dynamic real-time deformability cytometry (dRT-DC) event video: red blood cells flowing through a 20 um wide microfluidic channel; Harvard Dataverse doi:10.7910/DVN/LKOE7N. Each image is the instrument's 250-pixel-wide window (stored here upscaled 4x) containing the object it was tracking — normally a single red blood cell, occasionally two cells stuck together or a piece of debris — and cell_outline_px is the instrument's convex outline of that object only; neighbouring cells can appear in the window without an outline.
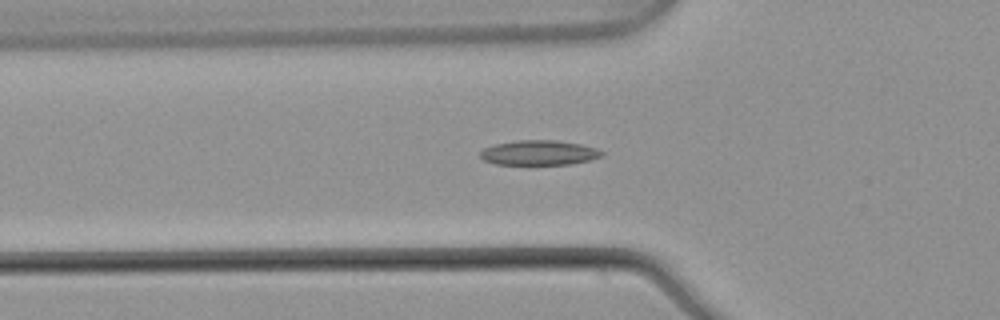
{"species": "common noctule bat (a hibernating species)", "species_latin": "Nyctalus noctula", "temperature_condition": "warm", "stored_images_in_passage": 37, "camera_frame_rate_fps": 3000, "um_per_image_px": 0.085, "animal": {"sex": "male", "body_mass_g": 21.5, "forearm_length_mm": 52.0}, "frame": {"image": 1, "passage_image": 2, "time_ms": 0.333, "image_size_px": [1000, 320], "cell_outline_px": [[604, 152], [600, 156], [588, 160], [568, 164], [496, 164], [484, 160], [480, 156], [480, 152], [484, 148], [496, 144], [516, 140], [556, 140], [580, 144], [596, 148]], "centroid_in_image_um": [45.79, 12.97], "position_along_channel_um": 80.0, "area_um2": 17.34}}
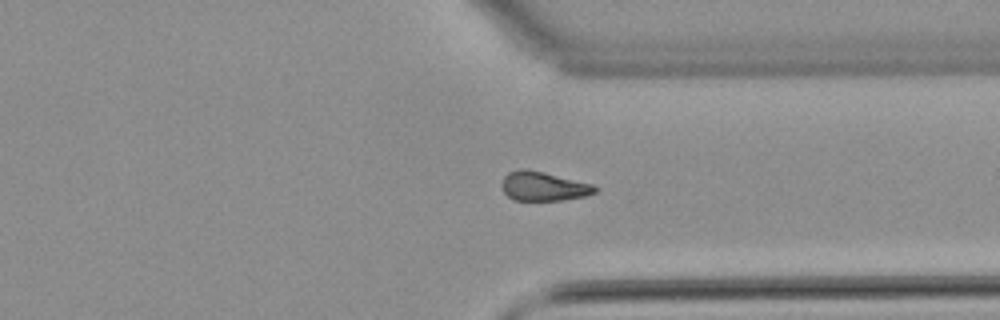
{"frame": {"image": 2, "passage_image": 24, "time_ms": 7.667, "image_size_px": [1000, 320], "cell_outline_px": [[600, 188], [596, 192], [588, 196], [560, 200], [516, 200], [508, 196], [504, 192], [504, 176], [508, 172], [520, 168], [544, 172], [592, 184]], "centroid_in_image_um": [46.25, 15.83], "position_along_channel_um": 365.1, "area_um2": 15.66}}
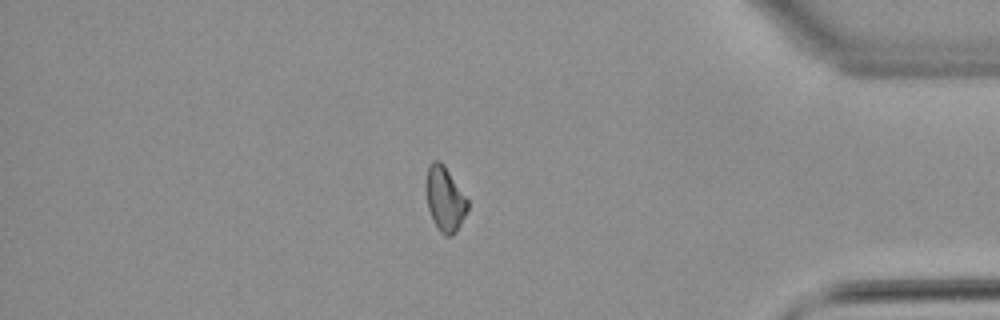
{"frame": {"image": 3, "passage_image": 29, "time_ms": 9.333, "image_size_px": [1000, 320], "cell_outline_px": [[468, 208], [456, 232], [452, 236], [444, 236], [440, 232], [428, 208], [424, 188], [424, 184], [428, 164], [432, 160], [440, 160], [444, 164], [468, 200]], "centroid_in_image_um": [37.78, 16.86], "position_along_channel_um": 397.4, "area_um2": 15.84}}